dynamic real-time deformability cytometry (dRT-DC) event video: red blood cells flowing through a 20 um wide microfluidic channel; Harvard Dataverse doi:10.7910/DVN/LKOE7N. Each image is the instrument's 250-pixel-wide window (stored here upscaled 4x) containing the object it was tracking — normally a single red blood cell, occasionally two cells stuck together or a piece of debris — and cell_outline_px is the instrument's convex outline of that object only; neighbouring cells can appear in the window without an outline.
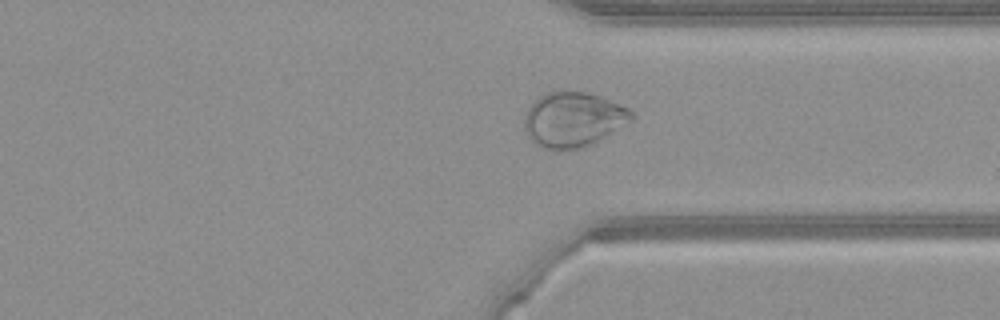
{"species": "common noctule bat (a hibernating species)", "species_latin": "Nyctalus noctula", "temperature_condition": "warm", "stored_images_in_passage": 45, "camera_frame_rate_fps": 3000, "um_per_image_px": 0.085, "animal": {"sex": "female", "body_mass_g": 21.9}, "frame": {"image": 1, "passage_image": 32, "time_ms": 10.333, "image_size_px": [1000, 320], "cell_outline_px": [[636, 116], [632, 120], [592, 144], [580, 148], [544, 148], [536, 144], [528, 136], [524, 128], [524, 120], [528, 108], [544, 92], [588, 92], [600, 96], [620, 104], [628, 108]], "centroid_in_image_um": [48.73, 10.14], "position_along_channel_um": 362.7, "area_um2": 33.76}}